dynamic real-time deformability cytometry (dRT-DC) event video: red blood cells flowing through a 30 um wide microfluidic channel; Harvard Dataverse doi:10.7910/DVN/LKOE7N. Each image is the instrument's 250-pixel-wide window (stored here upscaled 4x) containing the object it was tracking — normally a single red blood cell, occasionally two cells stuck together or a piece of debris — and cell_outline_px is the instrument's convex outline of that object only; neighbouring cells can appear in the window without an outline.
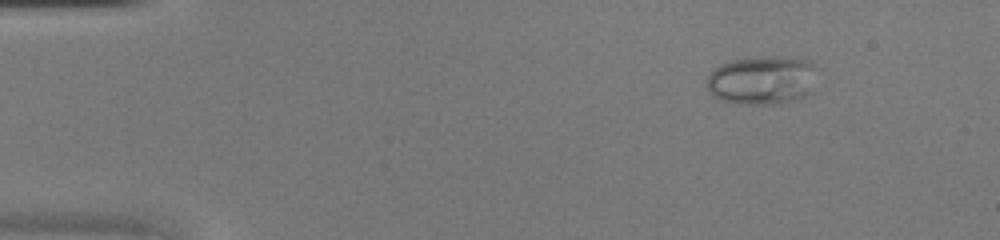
{"species": "common noctule bat (a hibernating species)", "species_latin": "Nyctalus noctula", "temperature_condition": "warm", "stored_images_in_passage": 47, "camera_frame_rate_fps": 3000, "um_per_image_px": 0.085, "animal": {"sex": "female", "body_mass_g": 20.0, "forearm_length_mm": 54.0}, "frame": {"image": 1, "passage_image": 6, "time_ms": 1.667, "image_size_px": [1000, 240], "cell_outline_px": [[816, 68], [812, 92], [804, 96], [792, 100], [772, 104], [740, 104], [720, 100], [712, 96], [704, 84], [708, 76], [720, 64], [732, 60], [812, 60], [816, 64]], "centroid_in_image_um": [64.74, 6.89], "position_along_channel_um": 20.3, "area_um2": 30.4}}
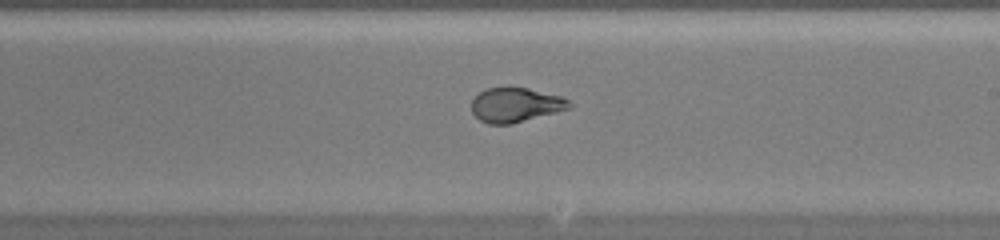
{"frame": {"image": 2, "passage_image": 28, "time_ms": 9.0, "image_size_px": [1000, 240], "cell_outline_px": [[572, 108], [512, 124], [488, 124], [480, 120], [472, 112], [472, 100], [480, 92], [488, 88], [528, 88], [560, 96], [568, 100], [572, 104]], "centroid_in_image_um": [43.84, 8.93], "position_along_channel_um": 245.2, "area_um2": 19.48}}
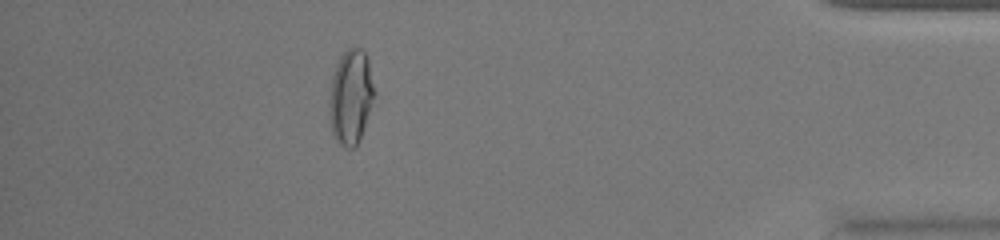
{"frame": {"image": 3, "passage_image": 42, "time_ms": 13.667, "image_size_px": [1000, 240], "cell_outline_px": [[376, 92], [360, 136], [356, 144], [352, 148], [348, 148], [340, 144], [336, 140], [332, 132], [332, 76], [336, 64], [340, 56], [348, 48], [360, 48], [364, 52], [368, 60]], "centroid_in_image_um": [29.86, 8.18], "position_along_channel_um": 405.3, "area_um2": 23.81}}